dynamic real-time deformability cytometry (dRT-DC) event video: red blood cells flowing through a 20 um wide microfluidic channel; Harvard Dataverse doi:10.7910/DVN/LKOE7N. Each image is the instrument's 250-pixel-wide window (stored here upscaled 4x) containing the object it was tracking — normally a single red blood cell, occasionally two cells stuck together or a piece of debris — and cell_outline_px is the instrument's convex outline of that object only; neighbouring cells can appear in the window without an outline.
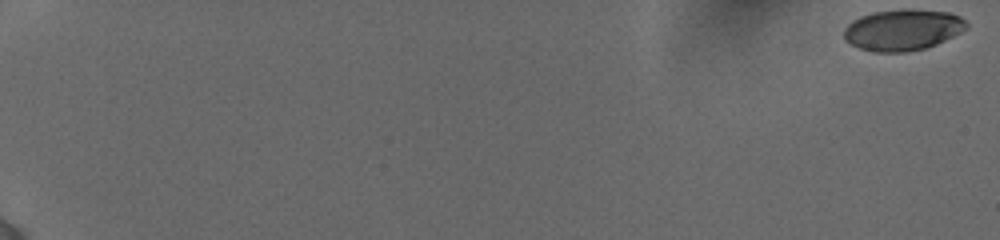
{"species": "human", "species_latin": "Homo sapiens", "temperature_condition": "cold", "stored_images_in_passage": 92, "camera_frame_rate_fps": 3000, "um_per_image_px": 0.085, "donor": {"sex": "female"}, "frame": {"image": 1, "passage_image": 1, "time_ms": 0.0, "image_size_px": [1000, 240], "cell_outline_px": [[968, 24], [960, 32], [936, 44], [924, 48], [904, 52], [872, 52], [860, 48], [844, 40], [844, 28], [852, 20], [860, 16], [872, 12], [948, 12], [960, 16]], "centroid_in_image_um": [76.66, 2.59], "position_along_channel_um": 8.3, "area_um2": 28.26}}
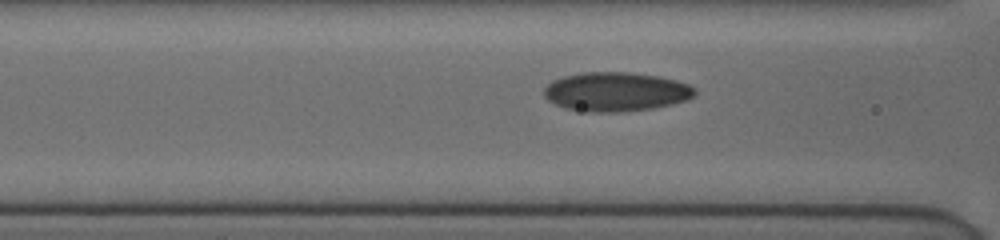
{"frame": {"image": 2, "passage_image": 52, "time_ms": 8.667, "image_size_px": [1000, 240], "cell_outline_px": [[696, 92], [688, 100], [672, 104], [652, 108], [624, 112], [588, 112], [564, 108], [548, 100], [544, 96], [544, 88], [552, 80], [564, 76], [580, 72], [628, 72], [660, 76], [676, 80], [688, 84], [696, 88]], "centroid_in_image_um": [52.35, 7.8], "position_along_channel_um": 114.2, "area_um2": 34.62}}
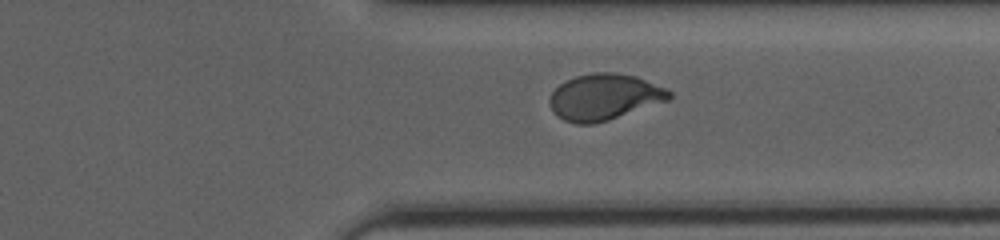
{"frame": {"image": 3, "passage_image": 91, "time_ms": 15.0, "image_size_px": [1000, 240], "cell_outline_px": [[672, 96], [668, 100], [608, 120], [592, 124], [576, 124], [564, 120], [552, 108], [548, 100], [552, 92], [560, 84], [576, 76], [592, 72], [616, 72], [636, 76], [664, 88], [672, 92]], "centroid_in_image_um": [51.36, 8.23], "position_along_channel_um": 360.0, "area_um2": 31.79}}